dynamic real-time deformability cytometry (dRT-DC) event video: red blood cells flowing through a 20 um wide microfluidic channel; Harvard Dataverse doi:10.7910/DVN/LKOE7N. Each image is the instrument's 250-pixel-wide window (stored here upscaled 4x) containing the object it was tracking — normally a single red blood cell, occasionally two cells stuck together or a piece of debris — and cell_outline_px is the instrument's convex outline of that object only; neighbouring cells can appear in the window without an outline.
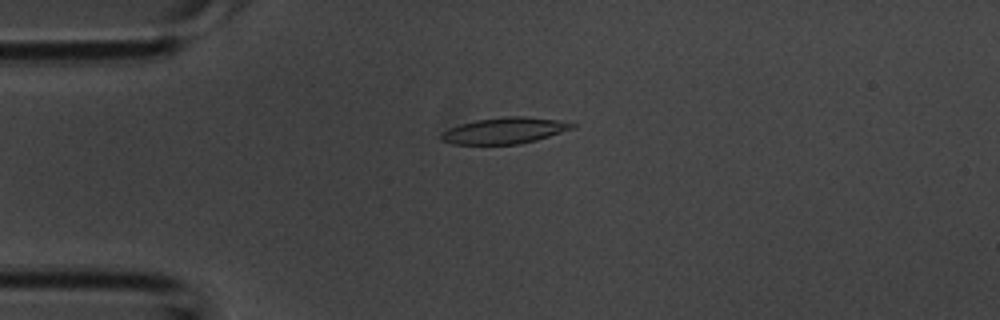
{"species": "common noctule bat (a hibernating species)", "species_latin": "Nyctalus noctula", "temperature_condition": "room temperature", "stored_images_in_passage": 43, "camera_frame_rate_fps": 3000, "um_per_image_px": 0.085, "animal": {"sex": "male", "body_mass_g": 20.1, "forearm_length_mm": 53.5}, "frame": {"image": 1, "passage_image": 10, "time_ms": 3.0, "image_size_px": [1000, 320], "cell_outline_px": [[580, 124], [576, 128], [536, 140], [520, 144], [452, 144], [440, 140], [440, 132], [460, 124], [476, 120], [508, 116], [524, 116], [556, 120]], "centroid_in_image_um": [42.91, 11.1], "position_along_channel_um": 42.1, "area_um2": 20.11}}
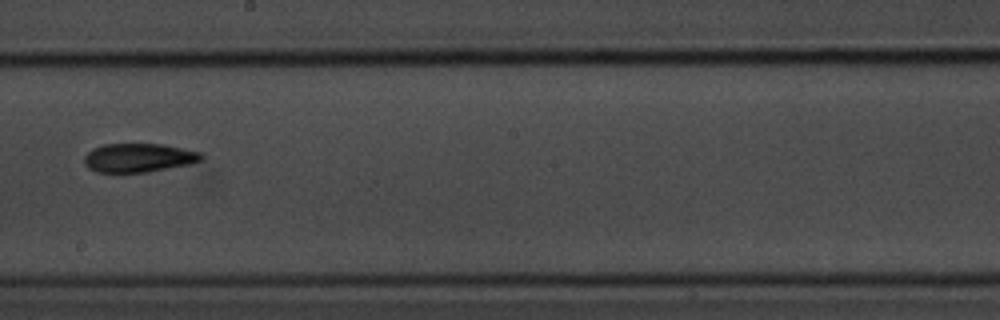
{"frame": {"image": 2, "passage_image": 24, "time_ms": 7.667, "image_size_px": [1000, 320], "cell_outline_px": [[204, 156], [200, 160], [192, 164], [148, 172], [96, 172], [88, 168], [84, 164], [84, 156], [92, 148], [104, 144], [164, 144], [200, 152]], "centroid_in_image_um": [11.78, 13.41], "position_along_channel_um": 236.4, "area_um2": 19.77}}
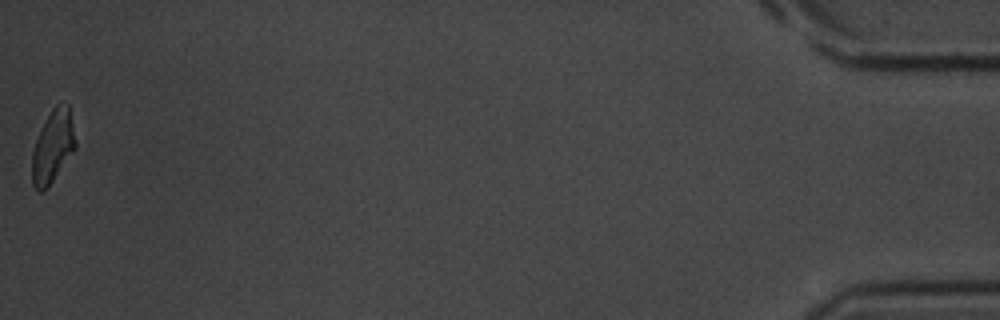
{"frame": {"image": 3, "passage_image": 43, "time_ms": 14.0, "image_size_px": [1000, 320], "cell_outline_px": [[76, 148], [52, 180], [40, 192], [32, 184], [32, 152], [36, 140], [52, 108], [56, 104], [68, 104], [76, 140]], "centroid_in_image_um": [4.5, 12.43], "position_along_channel_um": 430.7, "area_um2": 17.74}}